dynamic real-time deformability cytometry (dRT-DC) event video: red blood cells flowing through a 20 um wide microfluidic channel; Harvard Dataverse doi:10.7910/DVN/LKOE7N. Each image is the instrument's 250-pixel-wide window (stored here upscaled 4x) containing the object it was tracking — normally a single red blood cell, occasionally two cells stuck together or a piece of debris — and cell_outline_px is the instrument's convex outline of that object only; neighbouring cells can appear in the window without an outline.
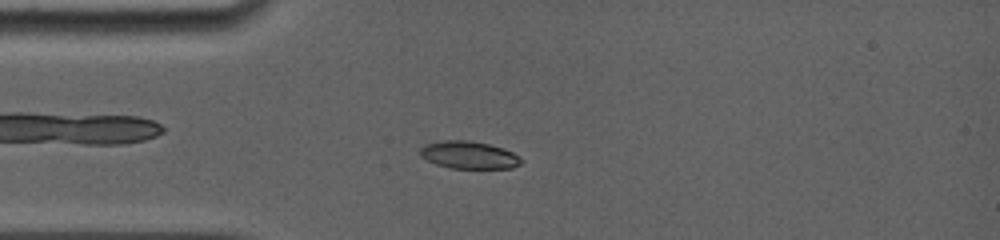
{"species": "common noctule bat (a hibernating species)", "species_latin": "Nyctalus noctula", "temperature_condition": "room temperature", "stored_images_in_passage": 46, "camera_frame_rate_fps": 5000, "um_per_image_px": 0.085, "animal": {"sex": "female", "body_mass_g": 19.0, "forearm_length_mm": 56.7}, "frame": {"image": 1, "passage_image": 5, "time_ms": 2.8, "image_size_px": [1000, 240], "cell_outline_px": [[524, 160], [520, 164], [512, 168], [452, 168], [436, 164], [420, 156], [420, 148], [424, 144], [444, 140], [468, 140], [488, 144], [504, 148], [520, 156]], "centroid_in_image_um": [39.87, 13.17], "position_along_channel_um": 45.1, "area_um2": 16.24}}
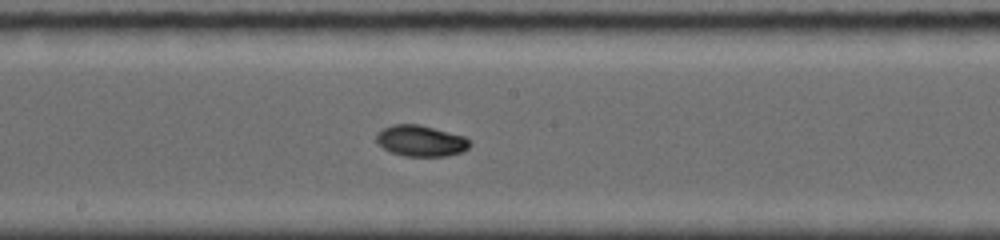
{"frame": {"image": 2, "passage_image": 22, "time_ms": 7.4, "image_size_px": [1000, 240], "cell_outline_px": [[472, 144], [468, 148], [460, 152], [444, 156], [404, 156], [392, 152], [384, 148], [376, 140], [376, 136], [384, 128], [392, 124], [420, 124], [464, 136]], "centroid_in_image_um": [35.78, 11.96], "position_along_channel_um": 212.4, "area_um2": 16.7}}
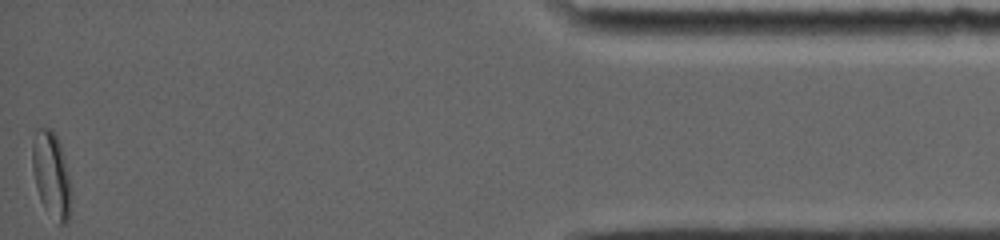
{"frame": {"image": 3, "passage_image": 46, "time_ms": 14.8, "image_size_px": [1000, 240], "cell_outline_px": [[68, 220], [64, 224], [60, 224], [44, 208], [40, 200], [36, 188], [32, 168], [32, 144], [36, 128], [52, 128], [60, 144], [68, 176]], "centroid_in_image_um": [4.29, 14.78], "position_along_channel_um": 430.9, "area_um2": 18.67}, "authors_computed_cell_mechanics": {"area_um2": 16.6464, "velocity_mm_per_s": 3.8921, "shape_relaxation_time_tau1_ms": 5.4939, "shape_relaxation_time_tau2_ms": null, "deformation_change_tau1": 0.141, "deformation_change_tau2": null}}